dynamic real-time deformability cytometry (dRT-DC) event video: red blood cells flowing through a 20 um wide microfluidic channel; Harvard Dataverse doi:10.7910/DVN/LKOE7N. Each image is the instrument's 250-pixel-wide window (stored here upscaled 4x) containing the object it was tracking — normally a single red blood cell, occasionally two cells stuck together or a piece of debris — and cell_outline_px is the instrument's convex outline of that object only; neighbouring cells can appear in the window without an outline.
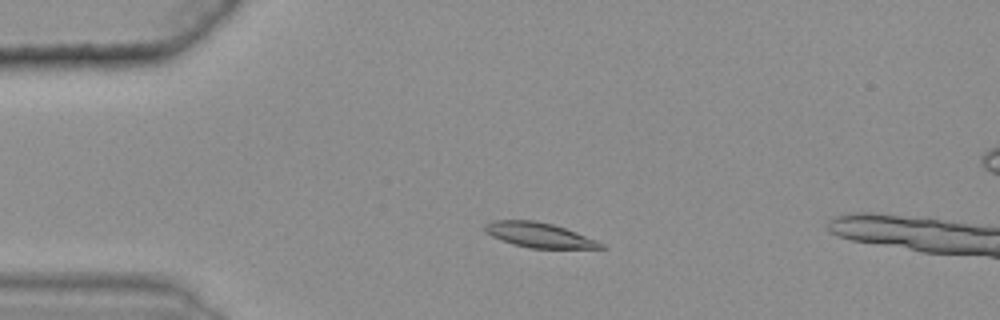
{"species": "common noctule bat (a hibernating species)", "species_latin": "Nyctalus noctula", "temperature_condition": "warm", "stored_images_in_passage": 42, "camera_frame_rate_fps": 3000, "um_per_image_px": 0.085, "animal": {"sex": "female", "body_mass_g": 25.1}, "frame": {"image": 1, "passage_image": 9, "time_ms": 2.667, "image_size_px": [1000, 320], "cell_outline_px": [[608, 248], [532, 248], [512, 244], [492, 236], [484, 232], [484, 224], [492, 220], [536, 220], [552, 224], [576, 232], [596, 240], [604, 244]], "centroid_in_image_um": [45.79, 19.97], "position_along_channel_um": 39.2, "area_um2": 16.76}}
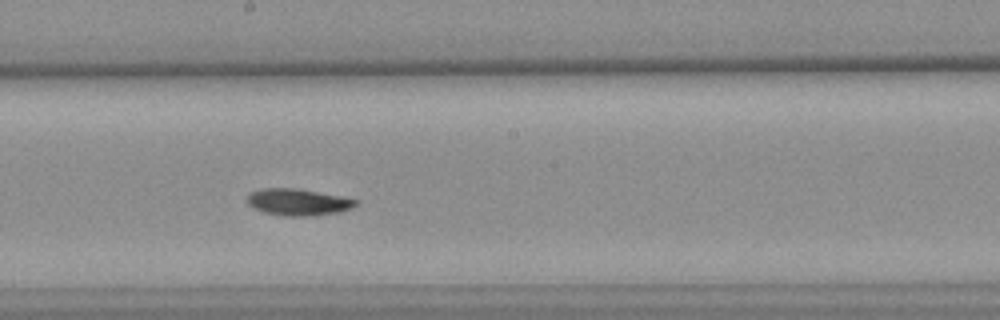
{"frame": {"image": 2, "passage_image": 27, "time_ms": 8.667, "image_size_px": [1000, 320], "cell_outline_px": [[360, 200], [352, 208], [340, 212], [308, 216], [284, 216], [264, 212], [252, 208], [244, 200], [252, 192], [260, 188], [296, 188], [340, 196]], "centroid_in_image_um": [25.31, 17.18], "position_along_channel_um": 222.9, "area_um2": 16.99}}
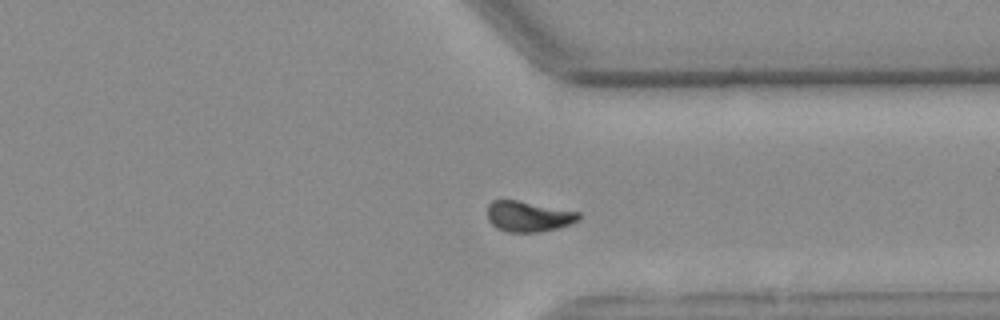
{"frame": {"image": 3, "passage_image": 39, "time_ms": 12.667, "image_size_px": [1000, 320], "cell_outline_px": [[580, 220], [572, 224], [560, 228], [540, 232], [508, 232], [496, 228], [488, 220], [488, 204], [492, 200], [516, 200], [580, 212]], "centroid_in_image_um": [44.94, 18.41], "position_along_channel_um": 366.5, "area_um2": 16.42}, "authors_computed_cell_mechanics": {"area_um2": 16.8487, "velocity_mm_per_s": 3.5818, "shape_relaxation_time_tau1_ms": 5.9291, "shape_relaxation_time_tau2_ms": 8.0422, "deformation_change_tau1": 0.1624, "deformation_change_tau2": 0.0972}}